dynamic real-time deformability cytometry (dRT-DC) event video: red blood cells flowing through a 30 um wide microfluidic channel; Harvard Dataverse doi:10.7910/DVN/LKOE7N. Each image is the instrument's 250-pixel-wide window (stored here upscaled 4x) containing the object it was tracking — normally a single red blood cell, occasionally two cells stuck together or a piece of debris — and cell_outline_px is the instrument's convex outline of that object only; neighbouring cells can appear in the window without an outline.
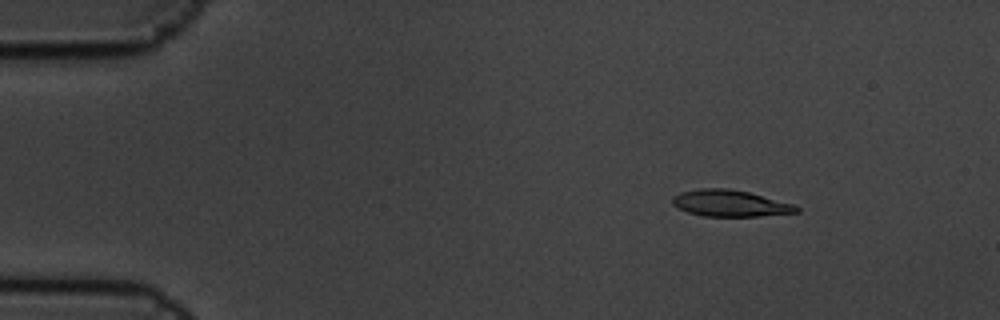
{"species": "common noctule bat (a hibernating species)", "species_latin": "Nyctalus noctula", "temperature_condition": "cold", "stored_images_in_passage": 7, "camera_frame_rate_fps": 3000, "um_per_image_px": 0.085, "animal": {"sex": "male", "body_mass_g": 19.5, "forearm_length_mm": 54.6}, "frame": {"image": 1, "passage_image": 3, "time_ms": 0.667, "image_size_px": [1000, 320], "cell_outline_px": [[800, 212], [760, 216], [704, 216], [688, 212], [672, 204], [672, 196], [680, 192], [700, 188], [728, 188], [748, 192], [792, 204], [800, 208]], "centroid_in_image_um": [62.04, 17.28], "position_along_channel_um": 23.0, "area_um2": 19.02}}
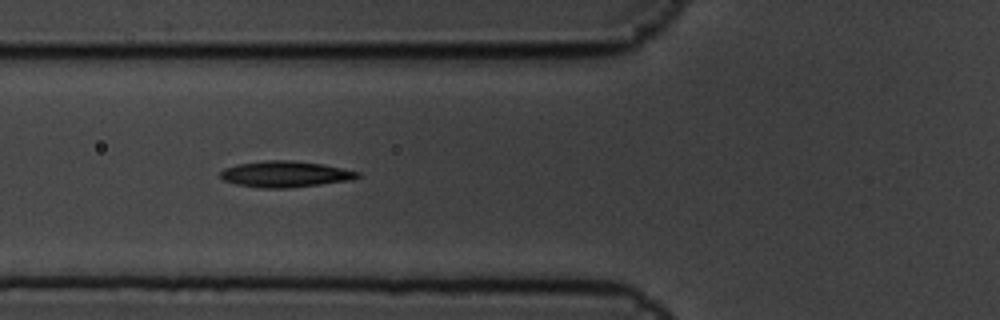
{"frame": {"image": 2, "passage_image": 6, "time_ms": 1.667, "image_size_px": [1000, 320], "cell_outline_px": [[364, 176], [348, 180], [320, 184], [288, 188], [260, 188], [236, 184], [224, 180], [220, 176], [220, 172], [224, 168], [236, 164], [264, 160], [292, 160], [324, 164], [360, 172]], "centroid_in_image_um": [24.24, 14.79], "position_along_channel_um": 101.6, "area_um2": 20.98}}
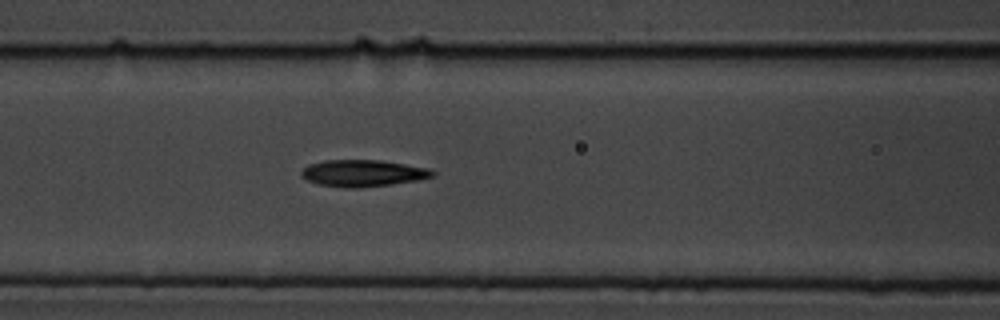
{"frame": {"image": 3, "passage_image": 7, "time_ms": 2.0, "image_size_px": [1000, 320], "cell_outline_px": [[436, 176], [416, 180], [392, 184], [360, 188], [344, 188], [316, 184], [300, 176], [300, 172], [308, 164], [324, 160], [380, 160], [432, 168], [436, 172]], "centroid_in_image_um": [30.86, 14.72], "position_along_channel_um": 135.7, "area_um2": 20.75}}